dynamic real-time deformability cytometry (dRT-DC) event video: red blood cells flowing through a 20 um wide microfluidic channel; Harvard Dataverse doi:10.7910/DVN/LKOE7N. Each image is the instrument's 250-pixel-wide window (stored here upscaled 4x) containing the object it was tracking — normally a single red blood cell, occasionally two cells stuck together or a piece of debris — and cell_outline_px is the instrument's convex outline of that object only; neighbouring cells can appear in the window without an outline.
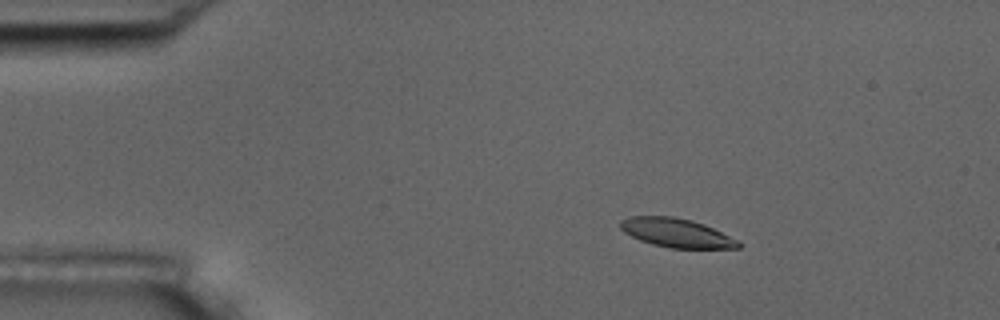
{"species": "common noctule bat (a hibernating species)", "species_latin": "Nyctalus noctula", "temperature_condition": "room temperature", "stored_images_in_passage": 3, "camera_frame_rate_fps": 3000, "um_per_image_px": 0.085, "animal": {"sex": "male", "body_mass_g": 17.5, "forearm_length_mm": 52.3}, "frame": {"image": 1, "passage_image": 2, "time_ms": 0.333, "image_size_px": [1000, 320], "cell_outline_px": [[744, 244], [740, 248], [668, 248], [652, 244], [640, 240], [624, 232], [620, 228], [620, 220], [628, 216], [672, 216], [692, 220], [704, 224], [740, 240]], "centroid_in_image_um": [57.53, 19.79], "position_along_channel_um": 27.5, "area_um2": 20.11}}